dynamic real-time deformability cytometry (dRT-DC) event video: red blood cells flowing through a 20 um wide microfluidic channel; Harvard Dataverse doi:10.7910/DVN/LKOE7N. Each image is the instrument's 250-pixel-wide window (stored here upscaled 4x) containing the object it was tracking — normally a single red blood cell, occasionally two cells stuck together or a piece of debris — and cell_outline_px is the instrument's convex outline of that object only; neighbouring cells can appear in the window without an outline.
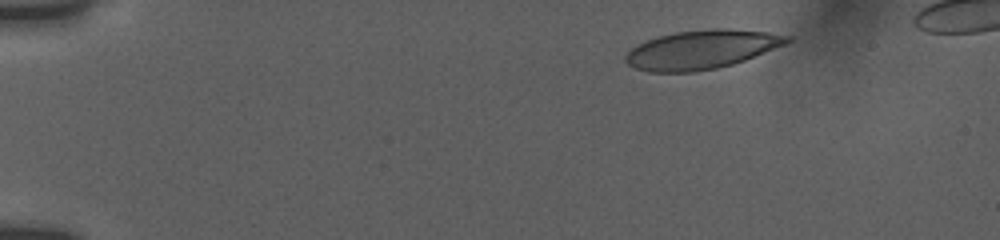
{"species": "human", "species_latin": "Homo sapiens", "temperature_condition": "room temperature", "stored_images_in_passage": 12, "camera_frame_rate_fps": 3000, "um_per_image_px": 0.085, "donor": {"sex": "female"}, "frame": {"image": 1, "passage_image": 1, "time_ms": 0.0, "image_size_px": [1000, 240], "cell_outline_px": [[792, 40], [784, 44], [744, 60], [732, 64], [716, 68], [696, 72], [648, 72], [636, 68], [628, 64], [624, 60], [624, 56], [632, 48], [648, 40], [660, 36], [676, 32], [712, 28], [728, 28], [764, 32], [792, 36]], "centroid_in_image_um": [59.62, 4.21], "position_along_channel_um": 25.4, "area_um2": 36.18}}
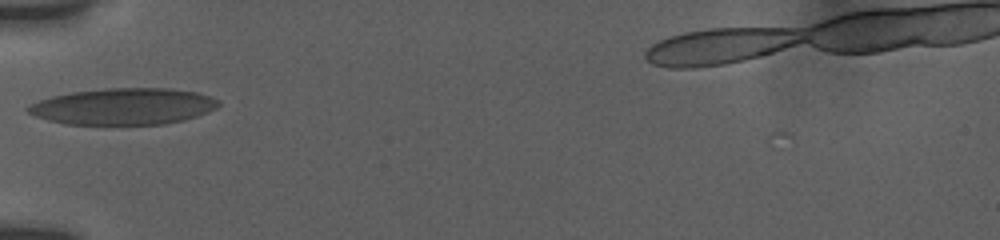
{"frame": {"image": 2, "passage_image": 10, "time_ms": 4.0, "image_size_px": [1000, 240], "cell_outline_px": [[220, 104], [216, 108], [208, 112], [184, 120], [164, 124], [68, 124], [48, 120], [36, 116], [28, 112], [24, 108], [28, 104], [52, 96], [72, 92], [104, 88], [168, 88], [196, 92], [220, 100]], "centroid_in_image_um": [10.48, 9.04], "position_along_channel_um": 74.5, "area_um2": 40.46}}
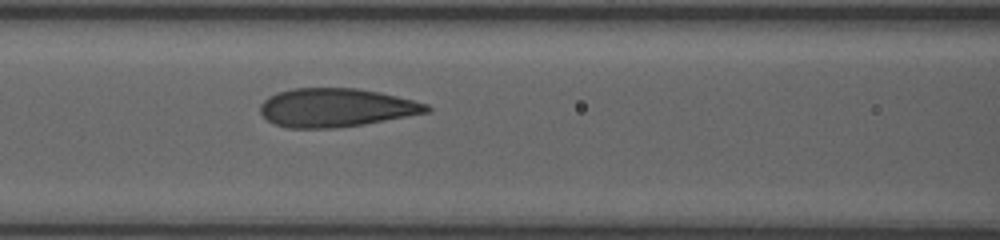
{"frame": {"image": 3, "passage_image": 12, "time_ms": 5.667, "image_size_px": [1000, 240], "cell_outline_px": [[432, 108], [428, 112], [364, 124], [332, 128], [288, 128], [276, 124], [268, 120], [260, 112], [260, 104], [268, 96], [276, 92], [292, 88], [356, 88], [380, 92], [428, 104]], "centroid_in_image_um": [28.53, 9.14], "position_along_channel_um": 138.1, "area_um2": 37.28}}